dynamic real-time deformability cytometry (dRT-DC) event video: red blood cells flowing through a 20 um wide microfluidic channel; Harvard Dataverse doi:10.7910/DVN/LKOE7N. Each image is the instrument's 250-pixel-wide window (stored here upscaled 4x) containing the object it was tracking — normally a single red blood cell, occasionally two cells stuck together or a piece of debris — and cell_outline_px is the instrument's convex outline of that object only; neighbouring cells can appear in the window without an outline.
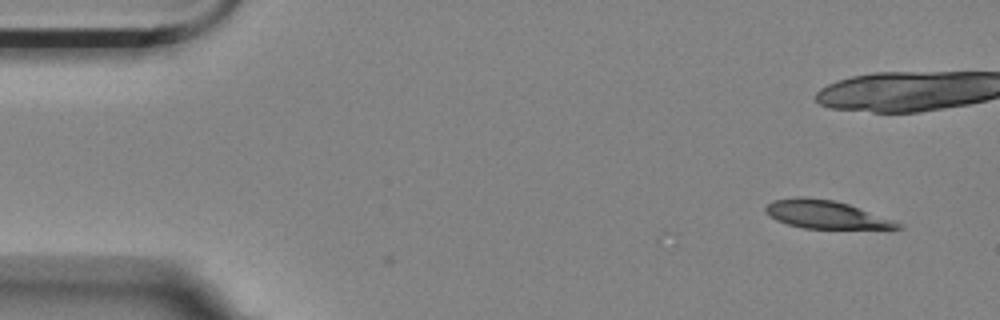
{"species": "Egyptian fruit bat (a non-hibernating species)", "species_latin": "Rousettus aegyptiacus", "temperature_condition": "room temperature", "stored_images_in_passage": 2, "camera_frame_rate_fps": 3000, "um_per_image_px": 0.085, "animal": {"sex": "female"}, "frame": {"image": 1, "passage_image": 1, "time_ms": 0.0, "image_size_px": [1000, 320], "cell_outline_px": [[904, 228], [804, 228], [788, 224], [776, 220], [764, 212], [764, 208], [772, 200], [796, 196], [804, 196], [832, 200], [848, 204], [904, 224]], "centroid_in_image_um": [70.13, 18.22], "position_along_channel_um": 14.9, "area_um2": 21.39}}